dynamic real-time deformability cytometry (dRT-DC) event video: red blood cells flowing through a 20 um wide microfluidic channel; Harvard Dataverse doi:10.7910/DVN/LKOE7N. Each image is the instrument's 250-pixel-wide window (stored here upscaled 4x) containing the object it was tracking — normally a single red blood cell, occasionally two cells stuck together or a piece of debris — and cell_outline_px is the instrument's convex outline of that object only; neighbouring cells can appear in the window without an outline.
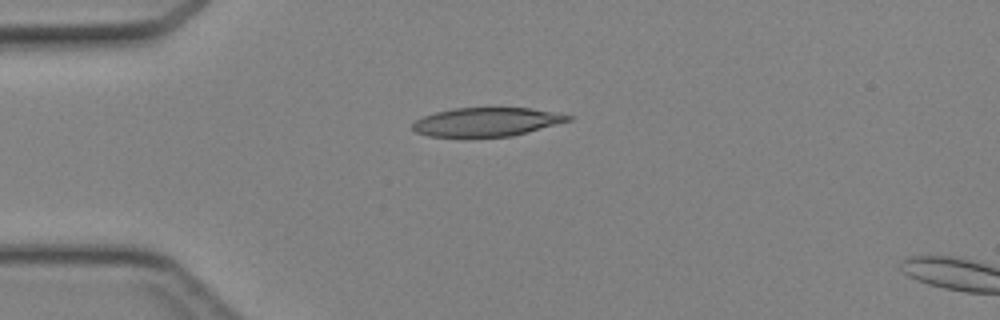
{"species": "Egyptian fruit bat (a non-hibernating species)", "species_latin": "Rousettus aegyptiacus", "temperature_condition": "cold", "stored_images_in_passage": 34, "camera_frame_rate_fps": 3000, "um_per_image_px": 0.085, "animal": {"sex": "female"}, "frame": {"image": 1, "passage_image": 1, "time_ms": 0.0, "image_size_px": [1000, 320], "cell_outline_px": [[576, 116], [572, 120], [528, 132], [512, 136], [428, 136], [416, 132], [412, 128], [412, 124], [416, 120], [424, 116], [436, 112], [456, 108], [528, 108]], "centroid_in_image_um": [41.39, 10.36], "position_along_channel_um": 43.6, "area_um2": 25.72}}
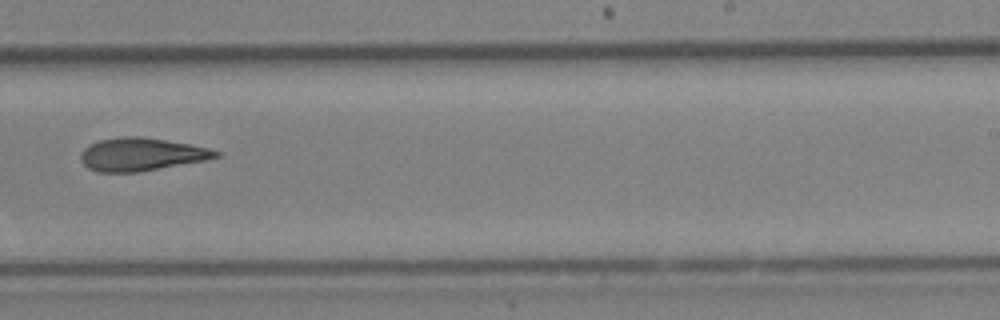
{"frame": {"image": 2, "passage_image": 18, "time_ms": 5.667, "image_size_px": [1000, 320], "cell_outline_px": [[220, 156], [204, 160], [136, 172], [96, 172], [88, 168], [80, 160], [80, 156], [84, 148], [100, 140], [124, 136], [140, 136], [192, 144], [208, 148], [220, 152]], "centroid_in_image_um": [11.99, 13.11], "position_along_channel_um": 277.0, "area_um2": 25.66}}
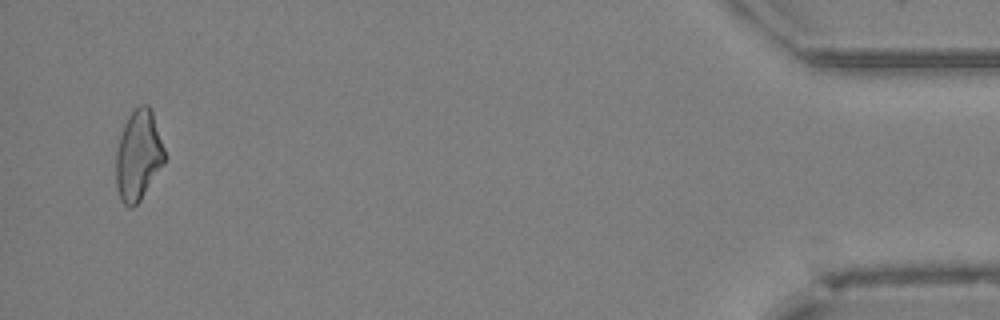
{"frame": {"image": 3, "passage_image": 33, "time_ms": 10.667, "image_size_px": [1000, 320], "cell_outline_px": [[164, 164], [140, 200], [132, 208], [128, 208], [120, 200], [116, 188], [116, 152], [120, 136], [124, 124], [128, 116], [140, 104], [148, 104], [152, 108], [164, 148]], "centroid_in_image_um": [11.75, 13.21], "position_along_channel_um": 423.4, "area_um2": 25.66}}